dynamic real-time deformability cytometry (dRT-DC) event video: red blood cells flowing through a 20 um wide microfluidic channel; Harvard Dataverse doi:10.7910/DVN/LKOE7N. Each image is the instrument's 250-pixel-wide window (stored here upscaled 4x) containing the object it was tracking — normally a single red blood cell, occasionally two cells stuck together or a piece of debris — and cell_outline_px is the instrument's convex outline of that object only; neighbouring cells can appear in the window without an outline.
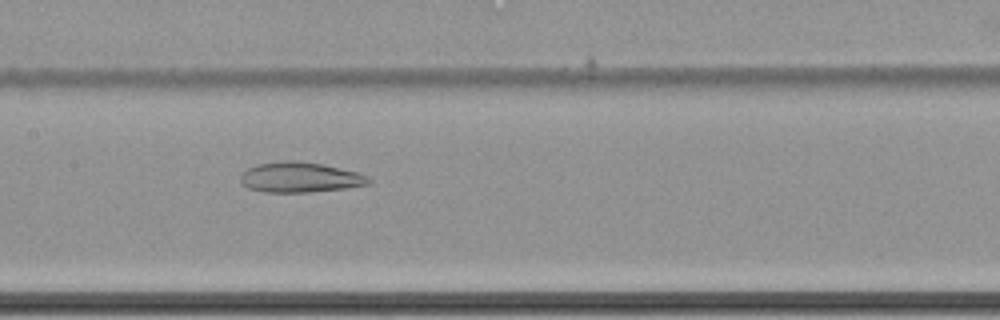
{"species": "common noctule bat (a hibernating species)", "species_latin": "Nyctalus noctula", "temperature_condition": "cold", "stored_images_in_passage": 42, "camera_frame_rate_fps": 3000, "um_per_image_px": 0.085, "animal": {"sex": "female", "body_mass_g": 22.7, "forearm_length_mm": 54.2}, "frame": {"image": 1, "passage_image": 33, "time_ms": 10.667, "image_size_px": [1000, 320], "cell_outline_px": [[372, 184], [348, 188], [308, 192], [264, 192], [248, 188], [240, 180], [240, 176], [248, 168], [256, 164], [284, 160], [296, 160], [324, 164], [356, 172], [368, 176], [372, 180]], "centroid_in_image_um": [25.53, 15.07], "position_along_channel_um": 181.9, "area_um2": 22.77}}
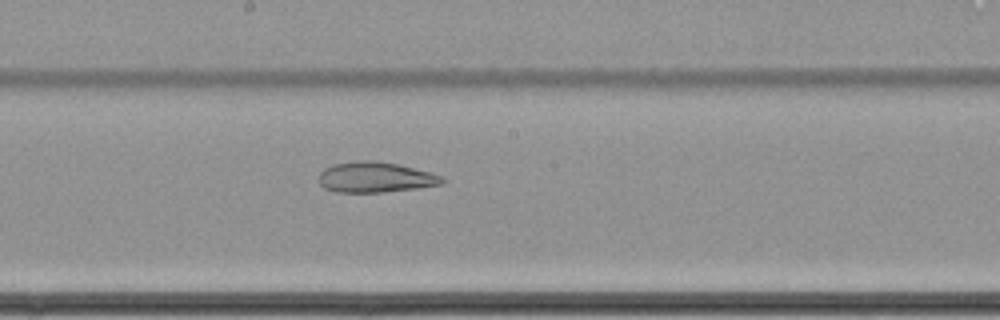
{"frame": {"image": 2, "passage_image": 36, "time_ms": 11.667, "image_size_px": [1000, 320], "cell_outline_px": [[448, 180], [444, 184], [420, 188], [384, 192], [336, 192], [324, 188], [320, 184], [320, 172], [324, 168], [332, 164], [360, 160], [376, 160], [396, 164], [432, 172], [444, 176]], "centroid_in_image_um": [31.97, 15.07], "position_along_channel_um": 216.2, "area_um2": 22.25}}
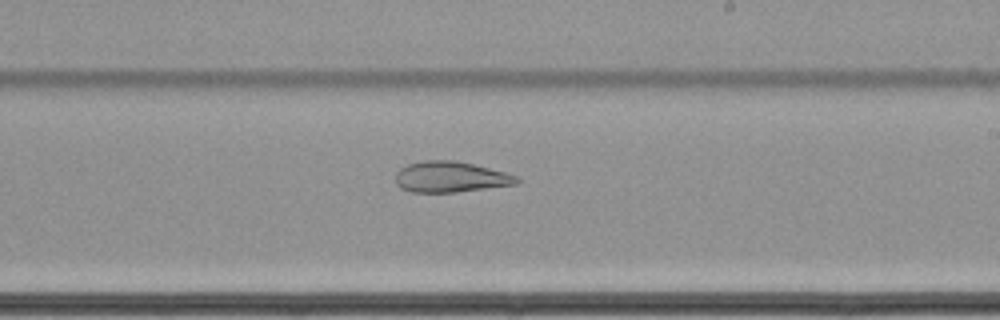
{"frame": {"image": 3, "passage_image": 39, "time_ms": 12.667, "image_size_px": [1000, 320], "cell_outline_px": [[520, 180], [516, 184], [456, 192], [408, 192], [400, 188], [396, 184], [396, 172], [400, 168], [408, 164], [424, 160], [456, 160], [504, 172], [516, 176]], "centroid_in_image_um": [38.24, 15.04], "position_along_channel_um": 250.8, "area_um2": 21.68}}